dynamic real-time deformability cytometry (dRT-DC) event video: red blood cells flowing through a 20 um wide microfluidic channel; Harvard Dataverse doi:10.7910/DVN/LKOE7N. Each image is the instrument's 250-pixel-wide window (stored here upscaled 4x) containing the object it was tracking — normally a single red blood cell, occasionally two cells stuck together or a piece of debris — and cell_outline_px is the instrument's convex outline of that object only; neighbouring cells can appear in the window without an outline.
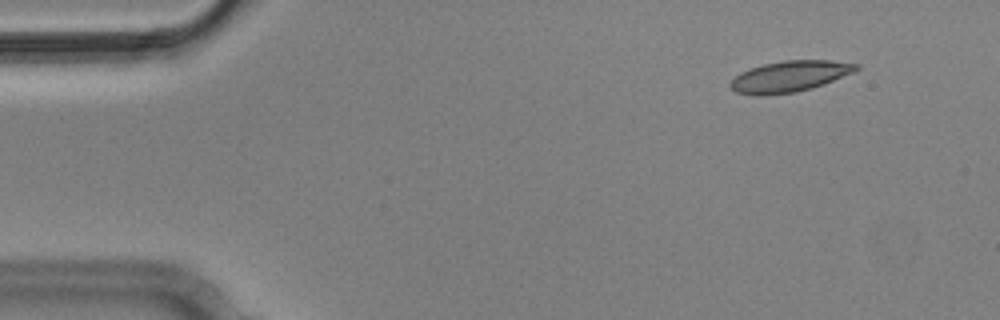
{"species": "Egyptian fruit bat (a non-hibernating species)", "species_latin": "Rousettus aegyptiacus", "temperature_condition": "cold", "stored_images_in_passage": 6, "camera_frame_rate_fps": 3000, "um_per_image_px": 0.085, "animal": {"sex": "male"}, "frame": {"image": 1, "passage_image": 2, "time_ms": 0.333, "image_size_px": [1000, 320], "cell_outline_px": [[860, 68], [856, 72], [824, 84], [812, 88], [796, 92], [760, 96], [756, 96], [736, 92], [728, 84], [740, 72], [764, 64], [784, 60], [832, 60], [860, 64]], "centroid_in_image_um": [67.17, 6.49], "position_along_channel_um": 17.8, "area_um2": 22.95}}
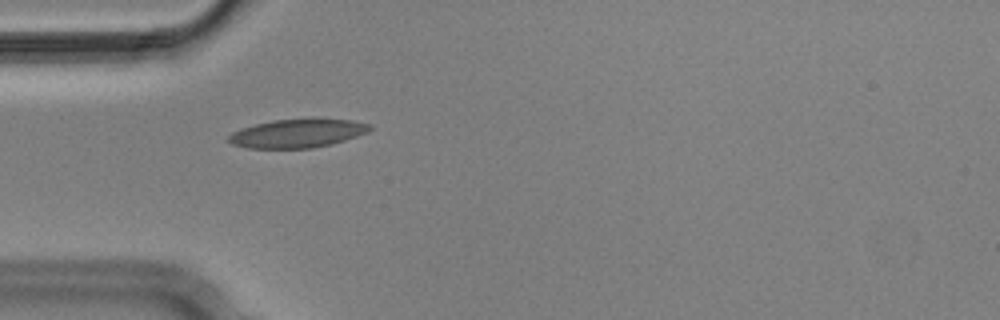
{"frame": {"image": 2, "passage_image": 5, "time_ms": 1.333, "image_size_px": [1000, 320], "cell_outline_px": [[372, 128], [368, 132], [332, 144], [312, 148], [248, 148], [232, 144], [228, 140], [228, 136], [232, 132], [240, 128], [272, 120], [312, 116], [352, 120], [372, 124]], "centroid_in_image_um": [25.32, 11.29], "position_along_channel_um": 59.7, "area_um2": 24.28}}
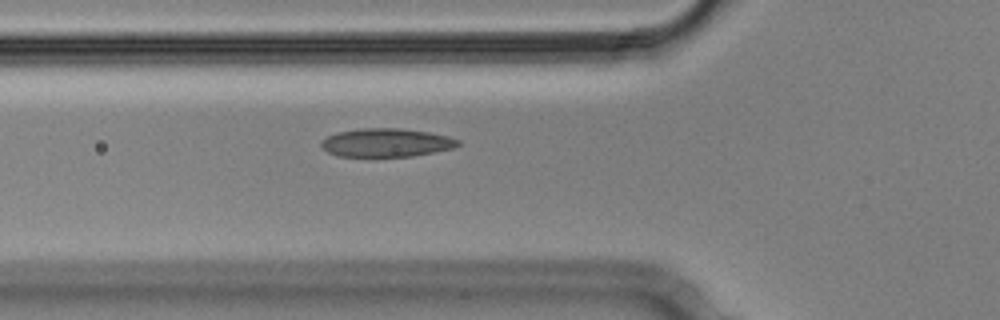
{"frame": {"image": 3, "passage_image": 6, "time_ms": 1.667, "image_size_px": [1000, 320], "cell_outline_px": [[460, 144], [452, 148], [412, 156], [336, 156], [328, 152], [320, 144], [320, 140], [336, 132], [360, 128], [400, 128], [428, 132], [448, 136], [460, 140]], "centroid_in_image_um": [32.8, 12.11], "position_along_channel_um": 93.0, "area_um2": 22.6}}